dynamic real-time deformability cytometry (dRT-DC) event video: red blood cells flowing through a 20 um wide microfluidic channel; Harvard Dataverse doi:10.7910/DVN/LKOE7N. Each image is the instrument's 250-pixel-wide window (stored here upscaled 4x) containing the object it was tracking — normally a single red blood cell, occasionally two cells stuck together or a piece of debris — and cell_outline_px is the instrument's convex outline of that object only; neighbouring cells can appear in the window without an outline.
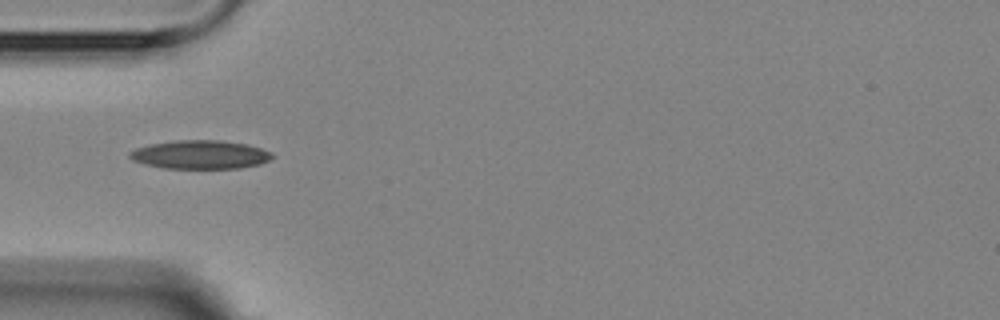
{"species": "Egyptian fruit bat (a non-hibernating species)", "species_latin": "Rousettus aegyptiacus", "temperature_condition": "room temperature", "stored_images_in_passage": 7, "camera_frame_rate_fps": 3000, "um_per_image_px": 0.085, "animal": {"sex": "female"}, "frame": {"image": 1, "passage_image": 1, "time_ms": 0.0, "image_size_px": [1000, 320], "cell_outline_px": [[276, 156], [260, 164], [240, 168], [164, 168], [132, 160], [128, 156], [128, 152], [136, 148], [152, 144], [176, 140], [220, 140], [248, 144], [272, 152]], "centroid_in_image_um": [17.05, 13.14], "position_along_channel_um": 67.9, "area_um2": 23.7}}
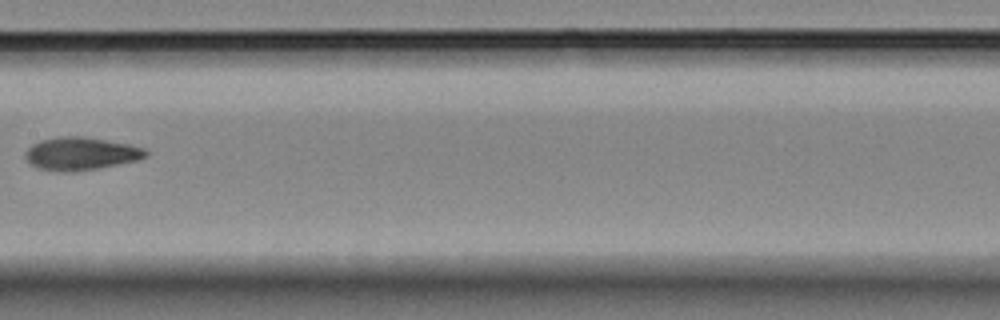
{"frame": {"image": 2, "passage_image": 4, "time_ms": 3.667, "image_size_px": [1000, 320], "cell_outline_px": [[148, 156], [136, 160], [100, 168], [72, 172], [56, 172], [40, 168], [32, 164], [24, 156], [28, 148], [32, 144], [40, 140], [56, 136], [84, 136], [128, 144], [144, 148], [148, 152]], "centroid_in_image_um": [6.86, 13.06], "position_along_channel_um": 200.5, "area_um2": 23.12}}
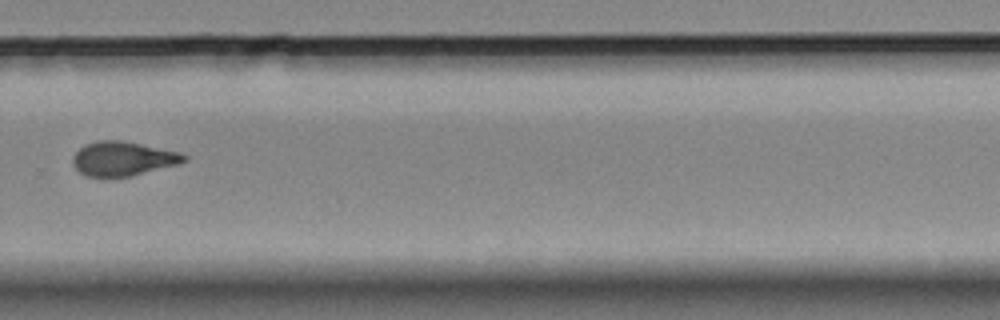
{"frame": {"image": 3, "passage_image": 7, "time_ms": 7.0, "image_size_px": [1000, 320], "cell_outline_px": [[188, 160], [180, 164], [132, 176], [104, 180], [84, 176], [72, 164], [72, 156], [84, 144], [96, 140], [120, 140], [180, 152], [188, 156]], "centroid_in_image_um": [10.42, 13.53], "position_along_channel_um": 319.4, "area_um2": 23.0}}